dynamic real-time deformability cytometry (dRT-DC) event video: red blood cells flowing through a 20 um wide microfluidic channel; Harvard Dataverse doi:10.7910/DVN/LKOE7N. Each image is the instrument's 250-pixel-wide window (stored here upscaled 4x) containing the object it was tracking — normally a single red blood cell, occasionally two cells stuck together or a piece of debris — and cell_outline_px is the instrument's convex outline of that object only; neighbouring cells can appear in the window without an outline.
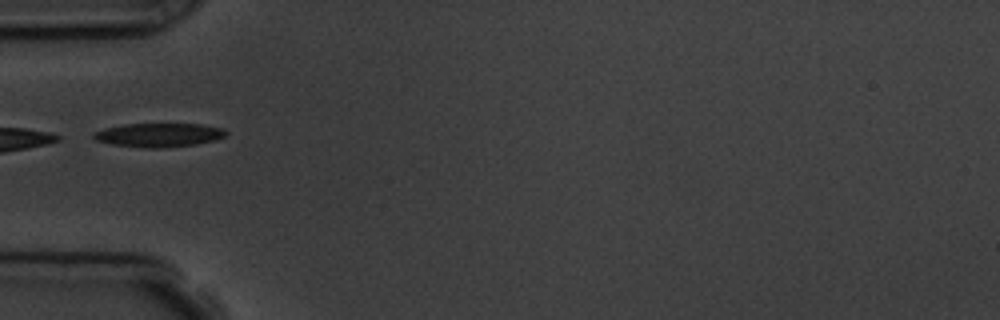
{"species": "common noctule bat (a hibernating species)", "species_latin": "Nyctalus noctula", "temperature_condition": "room temperature", "stored_images_in_passage": 5, "camera_frame_rate_fps": 3000, "um_per_image_px": 0.085, "animal": {"sex": "male", "body_mass_g": 19.5, "forearm_length_mm": 54.6}, "frame": {"image": 1, "passage_image": 5, "time_ms": 4.667, "image_size_px": [1000, 320], "cell_outline_px": [[228, 132], [224, 136], [216, 140], [196, 144], [160, 148], [144, 148], [112, 144], [96, 140], [92, 136], [92, 132], [104, 128], [124, 124], [200, 124], [224, 128]], "centroid_in_image_um": [13.49, 11.47], "position_along_channel_um": 71.5, "area_um2": 18.44}}